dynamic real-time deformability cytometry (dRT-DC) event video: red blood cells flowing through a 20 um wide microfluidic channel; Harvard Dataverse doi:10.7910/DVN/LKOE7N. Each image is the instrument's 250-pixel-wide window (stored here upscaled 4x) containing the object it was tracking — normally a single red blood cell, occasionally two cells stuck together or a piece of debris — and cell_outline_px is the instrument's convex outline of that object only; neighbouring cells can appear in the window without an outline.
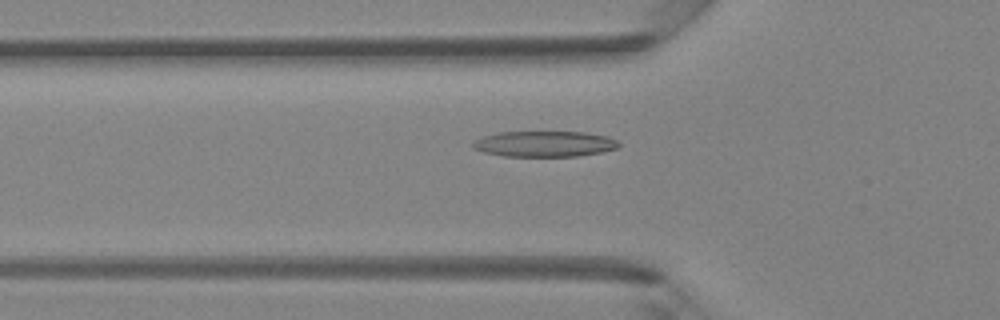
{"species": "Egyptian fruit bat (a non-hibernating species)", "species_latin": "Rousettus aegyptiacus", "temperature_condition": "room temperature", "stored_images_in_passage": 49, "camera_frame_rate_fps": 3000, "um_per_image_px": 0.085, "animal": {"sex": "female"}, "frame": {"image": 1, "passage_image": 17, "time_ms": 5.333, "image_size_px": [1000, 320], "cell_outline_px": [[620, 144], [616, 148], [600, 152], [580, 156], [504, 156], [484, 152], [472, 148], [472, 144], [476, 140], [484, 136], [496, 132], [584, 132], [608, 136], [616, 140]], "centroid_in_image_um": [46.27, 12.23], "position_along_channel_um": 79.5, "area_um2": 21.79}}
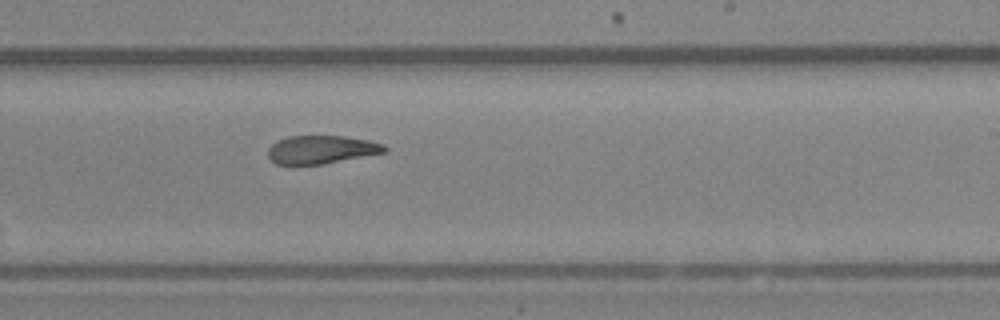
{"frame": {"image": 2, "passage_image": 30, "time_ms": 9.667, "image_size_px": [1000, 320], "cell_outline_px": [[388, 148], [384, 152], [324, 164], [276, 164], [268, 156], [268, 148], [276, 140], [288, 136], [344, 136], [368, 140], [384, 144]], "centroid_in_image_um": [27.3, 12.7], "position_along_channel_um": 261.7, "area_um2": 19.07}}
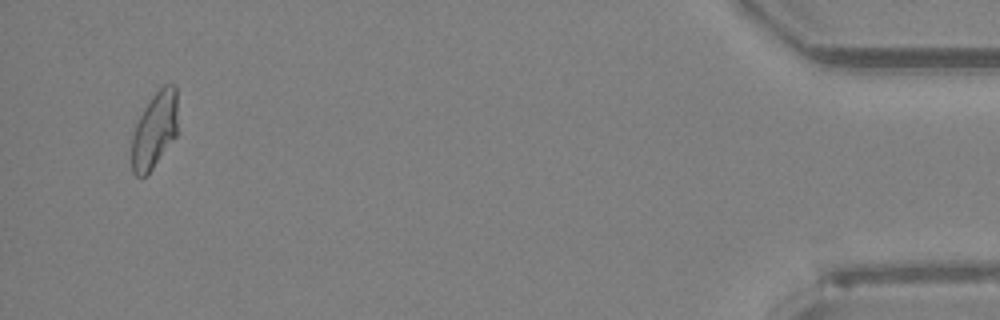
{"frame": {"image": 3, "passage_image": 47, "time_ms": 15.333, "image_size_px": [1000, 320], "cell_outline_px": [[176, 136], [152, 168], [140, 180], [132, 172], [132, 136], [136, 124], [144, 108], [152, 96], [164, 84], [176, 84]], "centroid_in_image_um": [13.12, 11.07], "position_along_channel_um": 422.1, "area_um2": 20.17}, "authors_computed_cell_mechanics": {"area_um2": 21.2126, "velocity_mm_per_s": 4.2178, "shape_relaxation_time_tau1_ms": 6.3192, "shape_relaxation_time_tau2_ms": 2.3827, "deformation_change_tau1": 0.1961, "deformation_change_tau2": 0.1063}}